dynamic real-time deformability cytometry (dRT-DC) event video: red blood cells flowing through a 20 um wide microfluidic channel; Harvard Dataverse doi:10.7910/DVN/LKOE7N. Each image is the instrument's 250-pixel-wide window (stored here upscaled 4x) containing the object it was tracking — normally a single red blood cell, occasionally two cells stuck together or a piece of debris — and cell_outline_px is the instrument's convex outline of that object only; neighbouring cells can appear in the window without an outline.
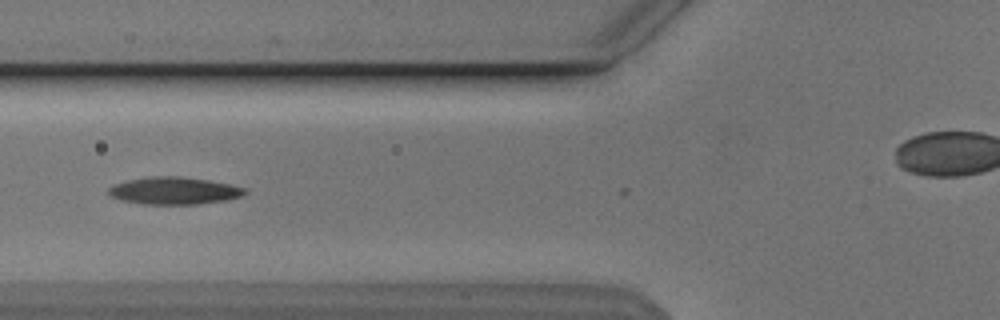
{"species": "Egyptian fruit bat (a non-hibernating species)", "species_latin": "Rousettus aegyptiacus", "temperature_condition": "cold", "stored_images_in_passage": 9, "camera_frame_rate_fps": 3000, "um_per_image_px": 0.085, "animal": {"sex": "male"}, "frame": {"image": 1, "passage_image": 8, "time_ms": 2.333, "image_size_px": [1000, 320], "cell_outline_px": [[248, 192], [244, 196], [228, 200], [196, 204], [144, 204], [120, 200], [108, 196], [108, 188], [116, 184], [128, 180], [152, 176], [180, 176], [208, 180], [232, 184], [248, 188]], "centroid_in_image_um": [14.85, 16.21], "position_along_channel_um": 110.9, "area_um2": 21.96}}